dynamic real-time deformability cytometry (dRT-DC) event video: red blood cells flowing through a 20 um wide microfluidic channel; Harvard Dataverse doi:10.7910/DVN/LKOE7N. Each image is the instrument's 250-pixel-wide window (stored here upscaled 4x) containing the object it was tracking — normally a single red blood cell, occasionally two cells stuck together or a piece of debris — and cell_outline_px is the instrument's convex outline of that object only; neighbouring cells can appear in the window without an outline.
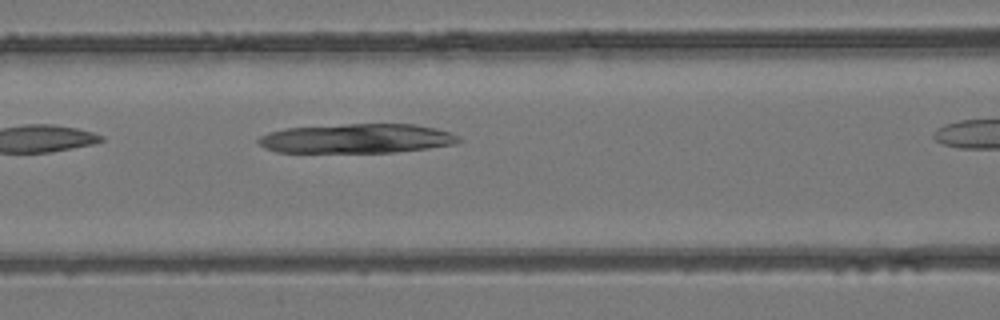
{"species": "common noctule bat (a hibernating species)", "species_latin": "Nyctalus noctula", "temperature_condition": "room temperature", "stored_images_in_passage": 5, "segment_of_instrument_passage": [1, 2], "camera_frame_rate_fps": 3000, "um_per_image_px": 0.085, "animal": {"sex": "female", "body_mass_g": 24.6, "forearm_length_mm": 56.2}, "frame": {"image": 1, "passage_image": 4, "time_ms": 3.333, "image_size_px": [1000, 320], "cell_outline_px": [[460, 140], [456, 144], [428, 148], [396, 152], [276, 152], [264, 148], [256, 140], [260, 136], [268, 132], [284, 128], [344, 124], [416, 124], [436, 128], [452, 132], [460, 136]], "centroid_in_image_um": [30.34, 11.77], "position_along_channel_um": 136.3, "area_um2": 34.56}}